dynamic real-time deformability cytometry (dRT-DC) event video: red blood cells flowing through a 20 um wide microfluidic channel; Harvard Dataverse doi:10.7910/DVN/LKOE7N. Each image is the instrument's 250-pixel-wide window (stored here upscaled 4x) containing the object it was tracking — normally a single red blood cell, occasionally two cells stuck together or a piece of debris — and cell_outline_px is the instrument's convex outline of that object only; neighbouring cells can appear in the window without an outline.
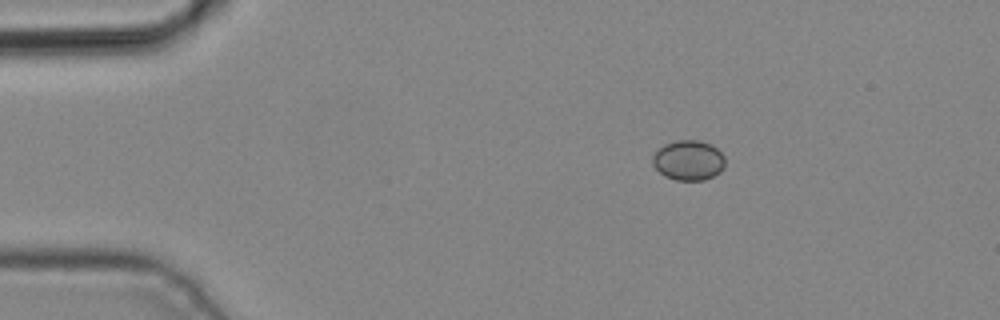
{"species": "common noctule bat (a hibernating species)", "species_latin": "Nyctalus noctula", "temperature_condition": "cold", "stored_images_in_passage": 4, "camera_frame_rate_fps": 3000, "um_per_image_px": 0.085, "animal": {"sex": "male", "body_mass_g": 19.2, "forearm_length_mm": 51.8}, "frame": {"image": 1, "passage_image": 1, "time_ms": 0.0, "image_size_px": [1000, 320], "cell_outline_px": [[724, 168], [720, 172], [704, 180], [676, 180], [664, 176], [652, 164], [652, 156], [664, 144], [676, 140], [696, 140], [712, 144], [724, 156]], "centroid_in_image_um": [58.52, 13.62], "position_along_channel_um": 26.5, "area_um2": 16.88}}
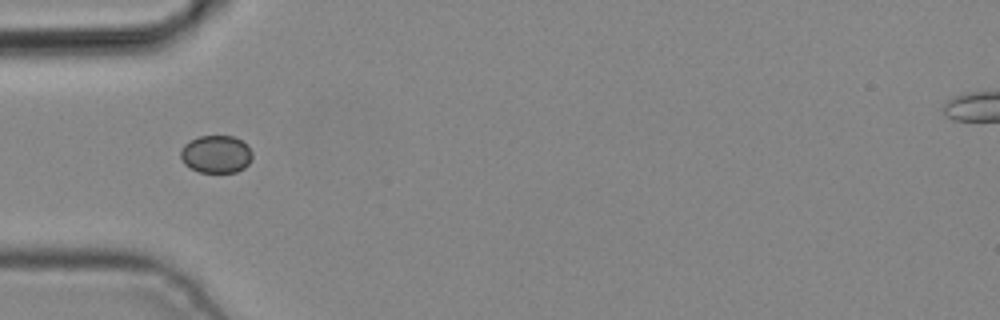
{"frame": {"image": 2, "passage_image": 3, "time_ms": 0.667, "image_size_px": [1000, 320], "cell_outline_px": [[252, 160], [244, 168], [236, 172], [200, 172], [184, 164], [180, 156], [180, 148], [184, 144], [200, 136], [232, 136], [248, 144], [252, 152]], "centroid_in_image_um": [18.38, 13.1], "position_along_channel_um": 66.6, "area_um2": 15.78}}
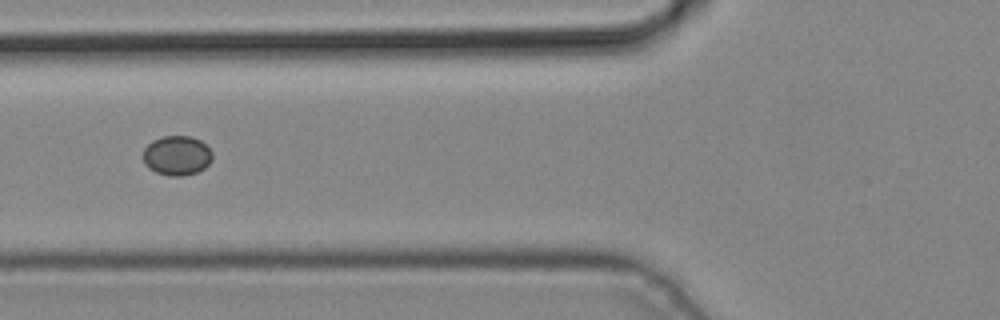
{"frame": {"image": 3, "passage_image": 4, "time_ms": 1.0, "image_size_px": [1000, 320], "cell_outline_px": [[212, 160], [204, 168], [196, 172], [180, 176], [168, 176], [156, 172], [148, 168], [144, 164], [144, 148], [152, 140], [164, 136], [192, 136], [200, 140], [212, 152]], "centroid_in_image_um": [15.02, 13.22], "position_along_channel_um": 110.8, "area_um2": 15.95}}